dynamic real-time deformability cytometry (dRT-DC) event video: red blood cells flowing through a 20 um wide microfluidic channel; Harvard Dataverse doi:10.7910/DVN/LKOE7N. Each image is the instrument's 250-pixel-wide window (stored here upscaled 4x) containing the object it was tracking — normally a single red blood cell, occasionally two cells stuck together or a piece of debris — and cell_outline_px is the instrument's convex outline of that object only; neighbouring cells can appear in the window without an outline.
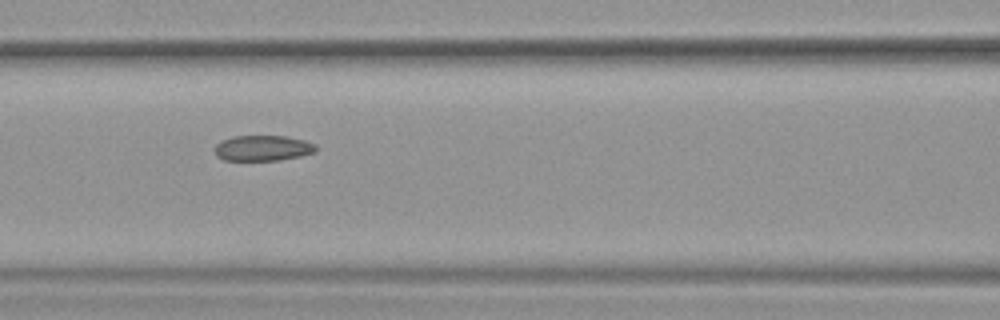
{"species": "common noctule bat (a hibernating species)", "species_latin": "Nyctalus noctula", "temperature_condition": "warm", "stored_images_in_passage": 38, "camera_frame_rate_fps": 3000, "um_per_image_px": 0.085, "animal": {"sex": "female", "body_mass_g": 19.9}, "frame": {"image": 1, "passage_image": 17, "time_ms": 5.333, "image_size_px": [1000, 320], "cell_outline_px": [[316, 152], [300, 156], [280, 160], [224, 160], [216, 156], [216, 144], [220, 140], [232, 136], [288, 136], [304, 140], [316, 144]], "centroid_in_image_um": [22.34, 12.58], "position_along_channel_um": 144.3, "area_um2": 15.14}}